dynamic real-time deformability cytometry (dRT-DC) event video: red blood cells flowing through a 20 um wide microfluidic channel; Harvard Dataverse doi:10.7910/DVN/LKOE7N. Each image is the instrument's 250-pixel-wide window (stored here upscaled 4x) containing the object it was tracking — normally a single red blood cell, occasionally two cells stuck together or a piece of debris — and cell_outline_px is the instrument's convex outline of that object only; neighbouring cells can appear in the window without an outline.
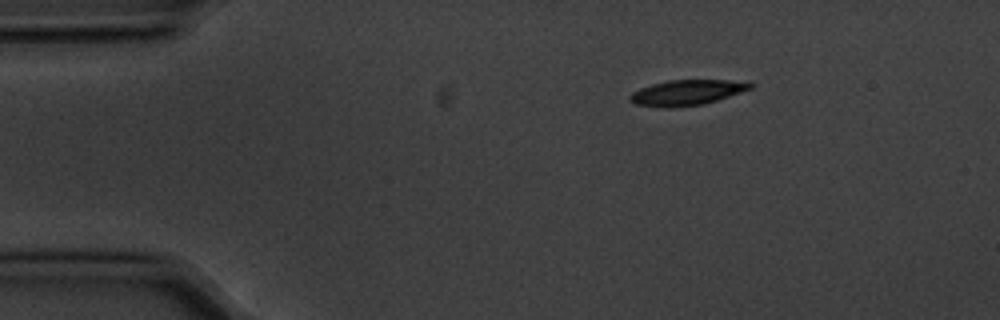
{"species": "common noctule bat (a hibernating species)", "species_latin": "Nyctalus noctula", "temperature_condition": "cold", "stored_images_in_passage": 3, "camera_frame_rate_fps": 3000, "um_per_image_px": 0.085, "animal": {"sex": "male", "body_mass_g": 20.1, "forearm_length_mm": 53.5}, "frame": {"image": 1, "passage_image": 1, "time_ms": 0.0, "image_size_px": [1000, 320], "cell_outline_px": [[756, 84], [752, 88], [704, 104], [668, 108], [664, 108], [636, 104], [628, 100], [628, 96], [632, 92], [640, 88], [652, 84], [668, 80], [752, 80]], "centroid_in_image_um": [58.42, 7.85], "position_along_channel_um": 26.6, "area_um2": 18.03}}